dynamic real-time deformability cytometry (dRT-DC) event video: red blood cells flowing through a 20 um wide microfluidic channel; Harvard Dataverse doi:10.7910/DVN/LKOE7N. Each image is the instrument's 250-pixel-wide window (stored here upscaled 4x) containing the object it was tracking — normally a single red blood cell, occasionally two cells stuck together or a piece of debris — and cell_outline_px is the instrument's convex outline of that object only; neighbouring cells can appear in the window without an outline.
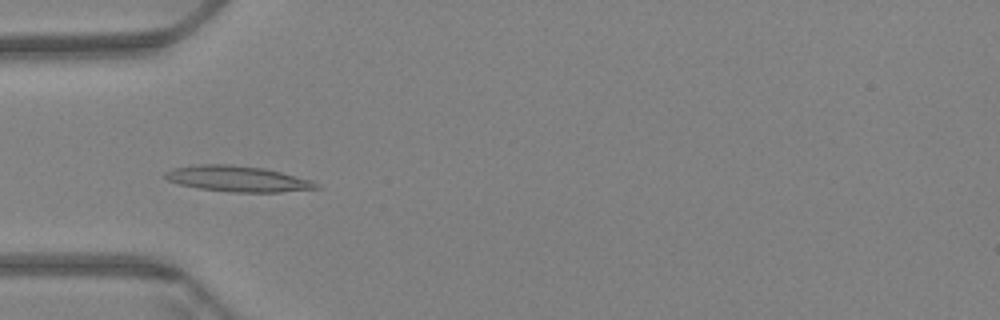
{"species": "Egyptian fruit bat (a non-hibernating species)", "species_latin": "Rousettus aegyptiacus", "temperature_condition": "warm", "stored_images_in_passage": 59, "camera_frame_rate_fps": 3000, "um_per_image_px": 0.085, "animal": {"sex": "female"}, "frame": {"image": 1, "passage_image": 18, "time_ms": 5.667, "image_size_px": [1000, 320], "cell_outline_px": [[320, 188], [280, 192], [232, 192], [200, 188], [180, 184], [168, 180], [164, 176], [164, 172], [172, 168], [200, 164], [228, 164], [264, 168], [312, 180]], "centroid_in_image_um": [20.18, 15.19], "position_along_channel_um": 64.8, "area_um2": 22.48}}
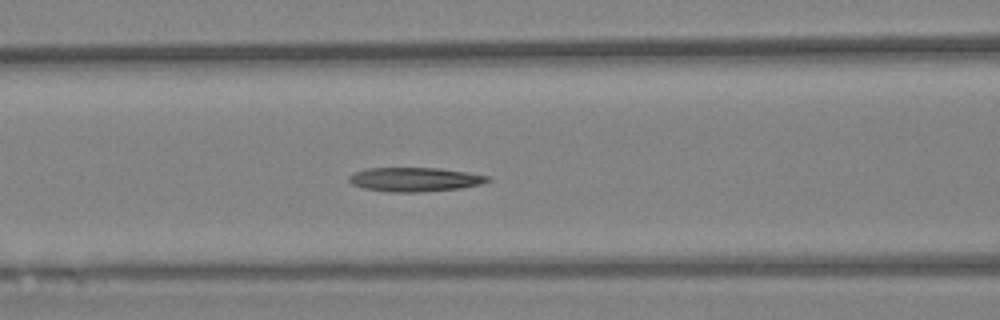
{"frame": {"image": 2, "passage_image": 24, "time_ms": 7.667, "image_size_px": [1000, 320], "cell_outline_px": [[492, 180], [480, 184], [460, 188], [424, 192], [388, 192], [364, 188], [352, 184], [348, 180], [348, 176], [356, 172], [368, 168], [440, 168], [492, 176]], "centroid_in_image_um": [35.29, 15.25], "position_along_channel_um": 131.3, "area_um2": 19.54}}
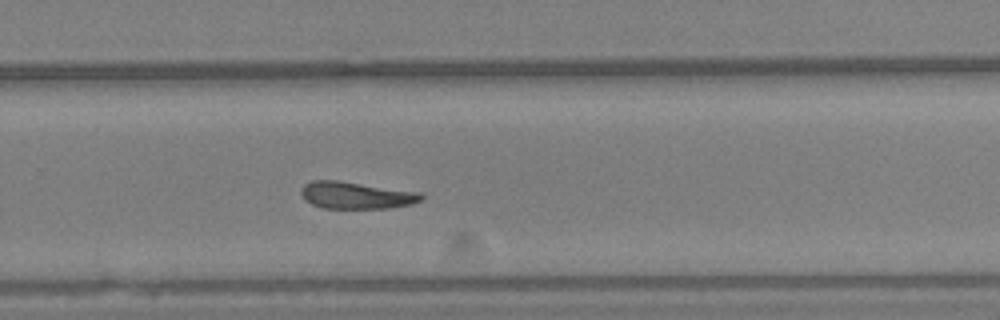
{"frame": {"image": 3, "passage_image": 39, "time_ms": 12.667, "image_size_px": [1000, 320], "cell_outline_px": [[424, 196], [420, 200], [412, 204], [388, 208], [324, 208], [312, 204], [304, 200], [300, 192], [300, 188], [304, 184], [312, 180], [336, 180], [420, 192]], "centroid_in_image_um": [30.23, 16.59], "position_along_channel_um": 299.6, "area_um2": 18.9}, "authors_computed_cell_mechanics": {"area_um2": 19.5364, "velocity_mm_per_s": 3.3799, "shape_relaxation_time_tau1_ms": 7.4851, "shape_relaxation_time_tau2_ms": null, "deformation_change_tau1": 0.2112, "deformation_change_tau2": null}}